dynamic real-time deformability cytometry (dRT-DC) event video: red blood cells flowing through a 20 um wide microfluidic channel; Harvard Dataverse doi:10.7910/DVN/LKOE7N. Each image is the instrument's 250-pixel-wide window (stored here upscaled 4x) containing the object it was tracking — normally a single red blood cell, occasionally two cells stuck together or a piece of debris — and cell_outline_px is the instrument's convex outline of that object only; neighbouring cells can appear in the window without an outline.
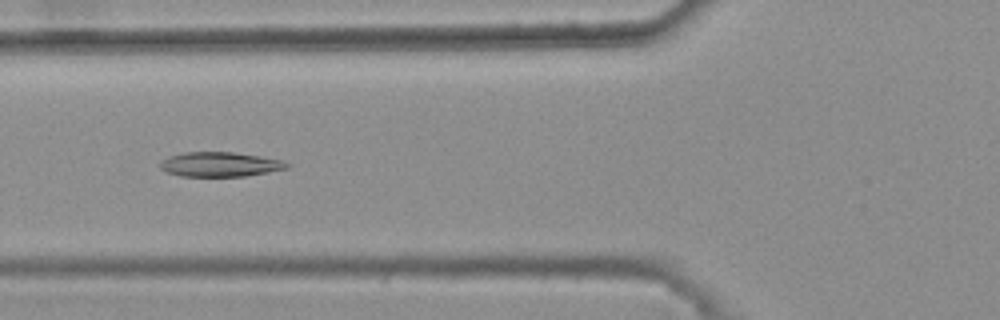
{"species": "common noctule bat (a hibernating species)", "species_latin": "Nyctalus noctula", "temperature_condition": "warm", "stored_images_in_passage": 46, "camera_frame_rate_fps": 3000, "um_per_image_px": 0.085, "animal": {"sex": "female", "body_mass_g": 25.1}, "frame": {"image": 1, "passage_image": 20, "time_ms": 6.333, "image_size_px": [1000, 320], "cell_outline_px": [[292, 164], [288, 168], [244, 176], [180, 176], [168, 172], [160, 168], [160, 160], [168, 156], [184, 152], [232, 152], [280, 160]], "centroid_in_image_um": [18.65, 13.97], "position_along_channel_um": 107.2, "area_um2": 17.98}}
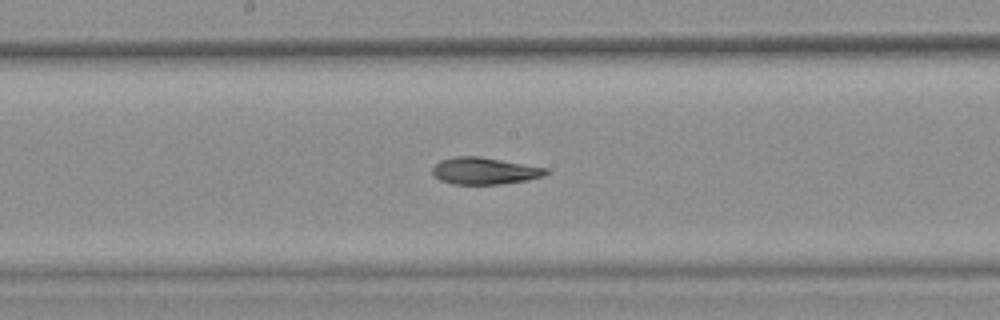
{"frame": {"image": 2, "passage_image": 28, "time_ms": 9.0, "image_size_px": [1000, 320], "cell_outline_px": [[548, 172], [544, 176], [528, 180], [500, 184], [452, 184], [440, 180], [432, 172], [432, 168], [440, 160], [456, 156], [480, 156], [548, 168]], "centroid_in_image_um": [41.19, 14.52], "position_along_channel_um": 207.0, "area_um2": 17.8}}
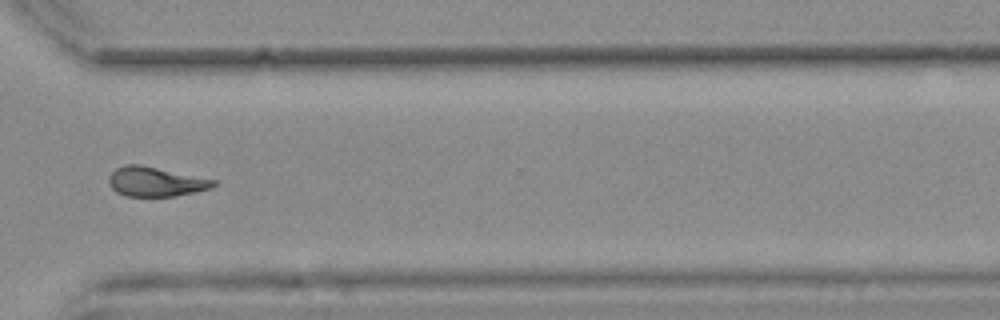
{"frame": {"image": 3, "passage_image": 40, "time_ms": 13.0, "image_size_px": [1000, 320], "cell_outline_px": [[216, 184], [212, 188], [172, 196], [128, 196], [116, 192], [112, 188], [108, 180], [108, 176], [116, 168], [124, 164], [140, 164], [216, 180]], "centroid_in_image_um": [13.19, 15.43], "position_along_channel_um": 357.4, "area_um2": 17.86}, "authors_computed_cell_mechanics": {"area_um2": 18.4382, "velocity_mm_per_s": 3.7495, "shape_relaxation_time_tau1_ms": null, "shape_relaxation_time_tau2_ms": 4.6775, "deformation_change_tau1": null, "deformation_change_tau2": 0.1073}}